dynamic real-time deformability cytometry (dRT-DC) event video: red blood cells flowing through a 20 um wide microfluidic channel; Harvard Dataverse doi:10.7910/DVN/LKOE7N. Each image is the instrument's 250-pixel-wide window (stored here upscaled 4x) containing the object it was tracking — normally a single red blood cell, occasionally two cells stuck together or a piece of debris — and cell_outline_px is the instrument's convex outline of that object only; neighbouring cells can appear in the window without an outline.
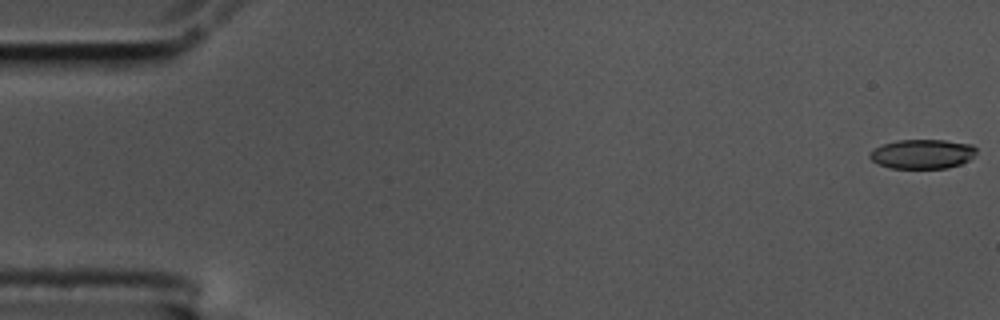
{"species": "common noctule bat (a hibernating species)", "species_latin": "Nyctalus noctula", "temperature_condition": "cold", "stored_images_in_passage": 5, "camera_frame_rate_fps": 3000, "um_per_image_px": 0.085, "animal": {"sex": "male", "body_mass_g": 17.5, "forearm_length_mm": 52.3}, "frame": {"image": 1, "passage_image": 1, "time_ms": 0.0, "image_size_px": [1000, 320], "cell_outline_px": [[976, 152], [968, 160], [960, 164], [948, 168], [892, 168], [880, 164], [872, 160], [868, 156], [876, 148], [884, 144], [896, 140], [944, 140], [972, 144], [976, 148]], "centroid_in_image_um": [78.43, 13.08], "position_along_channel_um": 6.6, "area_um2": 18.03}}
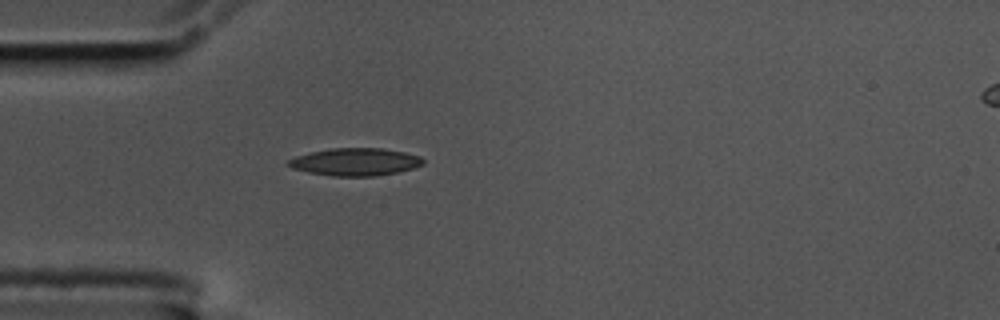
{"frame": {"image": 2, "passage_image": 5, "time_ms": 1.333, "image_size_px": [1000, 320], "cell_outline_px": [[424, 164], [412, 168], [396, 172], [376, 176], [332, 176], [308, 172], [292, 168], [284, 164], [288, 160], [296, 156], [312, 152], [332, 148], [380, 148], [404, 152], [420, 156], [424, 160]], "centroid_in_image_um": [30.18, 13.76], "position_along_channel_um": 54.8, "area_um2": 21.56}}